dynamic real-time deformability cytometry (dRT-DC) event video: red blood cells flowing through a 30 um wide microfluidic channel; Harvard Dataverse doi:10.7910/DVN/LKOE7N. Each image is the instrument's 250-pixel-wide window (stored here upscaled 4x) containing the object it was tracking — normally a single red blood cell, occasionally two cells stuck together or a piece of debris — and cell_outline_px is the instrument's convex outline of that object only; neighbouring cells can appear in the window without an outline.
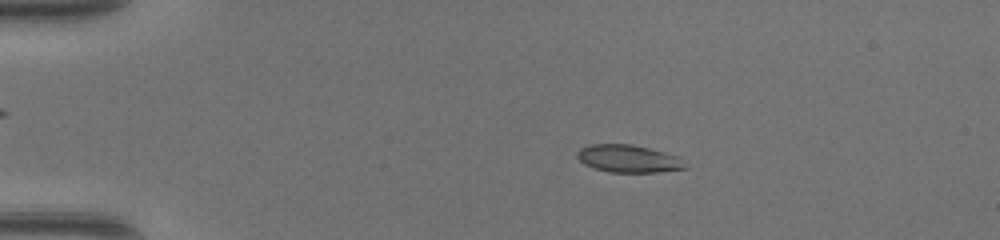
{"species": "common noctule bat (a hibernating species)", "species_latin": "Nyctalus noctula", "temperature_condition": "warm", "stored_images_in_passage": 47, "camera_frame_rate_fps": 3000, "um_per_image_px": 0.085, "animal": {"sex": "female", "body_mass_g": 17.0, "forearm_length_mm": 48.0}, "frame": {"image": 1, "passage_image": 9, "time_ms": 2.667, "image_size_px": [1000, 240], "cell_outline_px": [[688, 168], [656, 172], [608, 172], [584, 164], [576, 156], [576, 152], [580, 148], [592, 144], [632, 144], [680, 156]], "centroid_in_image_um": [53.42, 13.48], "position_along_channel_um": 31.6, "area_um2": 17.34}}
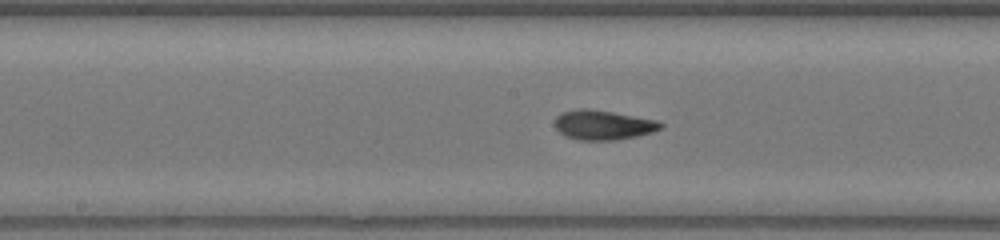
{"frame": {"image": 2, "passage_image": 25, "time_ms": 8.0, "image_size_px": [1000, 240], "cell_outline_px": [[664, 128], [652, 132], [636, 136], [616, 140], [580, 140], [568, 136], [560, 132], [556, 128], [556, 116], [560, 112], [576, 108], [588, 108], [612, 112], [656, 120], [664, 124]], "centroid_in_image_um": [51.27, 10.61], "position_along_channel_um": 196.9, "area_um2": 18.21}}
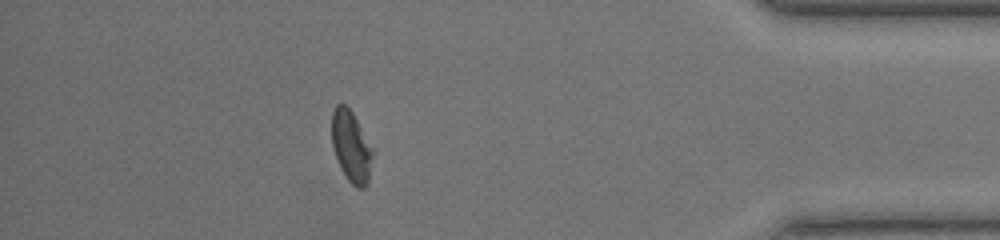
{"frame": {"image": 3, "passage_image": 42, "time_ms": 13.667, "image_size_px": [1000, 240], "cell_outline_px": [[372, 156], [368, 180], [364, 188], [356, 188], [348, 180], [340, 168], [332, 144], [332, 112], [336, 104], [344, 104], [352, 112], [372, 148]], "centroid_in_image_um": [29.83, 12.45], "position_along_channel_um": 405.4, "area_um2": 16.59}, "authors_computed_cell_mechanics": {"area_um2": 17.5712, "velocity_mm_per_s": 4.3925, "shape_relaxation_time_tau1_ms": 6.4111, "shape_relaxation_time_tau2_ms": 1.374, "deformation_change_tau1": 0.1813, "deformation_change_tau2": 0.0698}}